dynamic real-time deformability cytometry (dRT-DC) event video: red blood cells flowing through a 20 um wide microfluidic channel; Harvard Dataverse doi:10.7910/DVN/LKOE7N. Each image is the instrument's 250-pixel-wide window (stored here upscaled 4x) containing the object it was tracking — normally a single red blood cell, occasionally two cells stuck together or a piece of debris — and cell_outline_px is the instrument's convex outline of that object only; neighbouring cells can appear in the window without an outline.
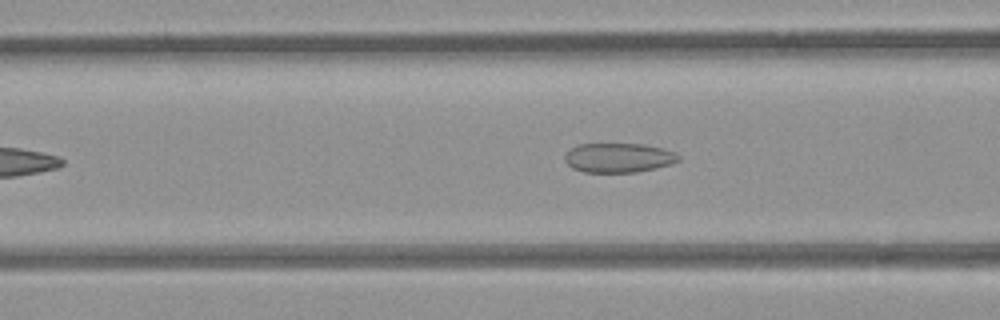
{"species": "common noctule bat (a hibernating species)", "species_latin": "Nyctalus noctula", "temperature_condition": "room temperature", "stored_images_in_passage": 12, "camera_frame_rate_fps": 3000, "um_per_image_px": 0.085, "animal": {"sex": "female", "body_mass_g": 21.9}, "frame": {"image": 1, "passage_image": 9, "time_ms": 2.667, "image_size_px": [1000, 320], "cell_outline_px": [[680, 160], [672, 164], [656, 168], [636, 172], [584, 172], [572, 168], [564, 160], [564, 156], [572, 148], [580, 144], [644, 144], [676, 152], [680, 156]], "centroid_in_image_um": [52.6, 13.41], "position_along_channel_um": 114.0, "area_um2": 19.48}}